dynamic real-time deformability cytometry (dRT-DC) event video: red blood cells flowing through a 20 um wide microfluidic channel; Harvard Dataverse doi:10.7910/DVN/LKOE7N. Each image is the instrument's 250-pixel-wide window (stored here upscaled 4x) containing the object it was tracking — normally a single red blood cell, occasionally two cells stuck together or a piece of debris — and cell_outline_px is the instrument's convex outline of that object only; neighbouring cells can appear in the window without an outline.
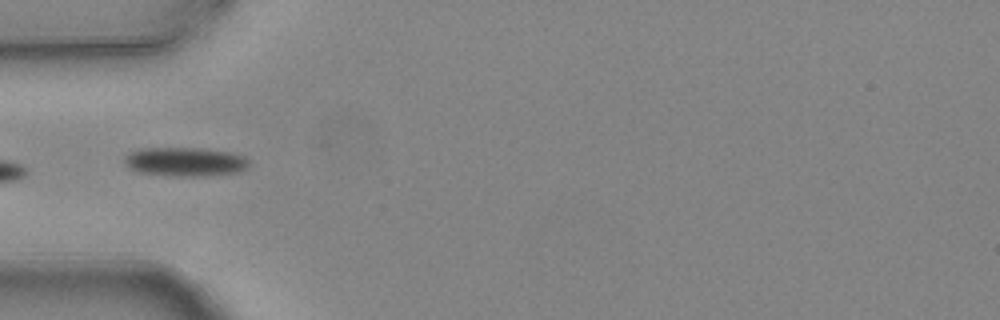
{"species": "common noctule bat (a hibernating species)", "species_latin": "Nyctalus noctula", "temperature_condition": "warm", "stored_images_in_passage": 6, "camera_frame_rate_fps": 3000, "um_per_image_px": 0.085, "animal": {"sex": "female", "body_mass_g": 24.6, "forearm_length_mm": 56.2}, "frame": {"image": 1, "passage_image": 6, "time_ms": 1.667, "image_size_px": [1000, 320], "cell_outline_px": [[248, 168], [240, 172], [200, 176], [172, 176], [140, 172], [124, 164], [124, 156], [140, 148], [204, 148], [232, 152], [244, 156], [248, 160]], "centroid_in_image_um": [15.77, 13.74], "position_along_channel_um": 69.2, "area_um2": 21.1}}